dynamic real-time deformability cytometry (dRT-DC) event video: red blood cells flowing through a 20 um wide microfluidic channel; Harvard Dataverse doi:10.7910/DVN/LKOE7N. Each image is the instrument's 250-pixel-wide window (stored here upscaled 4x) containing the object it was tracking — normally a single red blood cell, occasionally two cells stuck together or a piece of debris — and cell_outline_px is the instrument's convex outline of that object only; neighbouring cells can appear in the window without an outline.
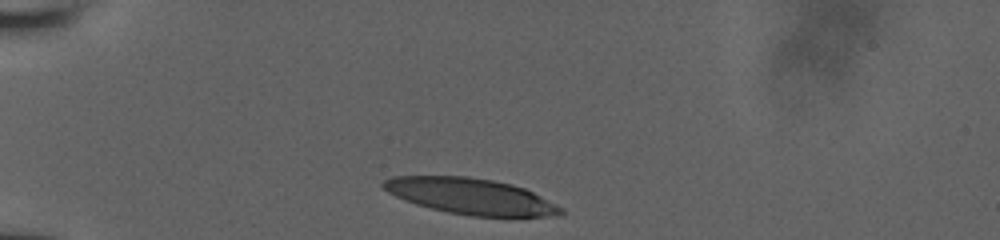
{"species": "human", "species_latin": "Homo sapiens", "temperature_condition": "room temperature", "stored_images_in_passage": 35, "camera_frame_rate_fps": 3000, "um_per_image_px": 0.085, "donor": {"sex": "male"}, "frame": {"image": 1, "passage_image": 1, "time_ms": 0.0, "image_size_px": [1000, 240], "cell_outline_px": [[564, 212], [560, 216], [472, 216], [448, 212], [416, 204], [404, 200], [388, 192], [380, 184], [384, 180], [392, 176], [468, 176], [492, 180], [512, 184], [524, 188], [564, 208]], "centroid_in_image_um": [40.01, 16.68], "position_along_channel_um": 45.0, "area_um2": 37.05}}
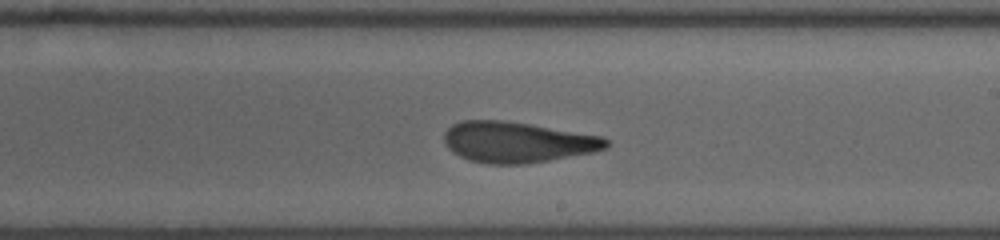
{"frame": {"image": 2, "passage_image": 20, "time_ms": 6.0, "image_size_px": [1000, 240], "cell_outline_px": [[608, 148], [592, 152], [548, 160], [524, 164], [488, 164], [468, 160], [452, 152], [444, 144], [444, 132], [452, 124], [460, 120], [504, 120], [600, 136], [608, 140]], "centroid_in_image_um": [43.9, 12.08], "position_along_channel_um": 245.1, "area_um2": 38.32}}
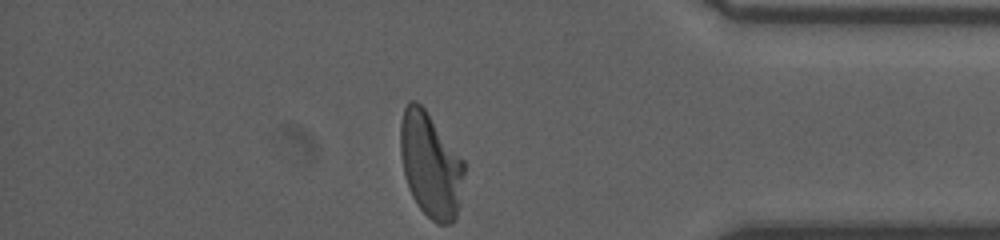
{"frame": {"image": 3, "passage_image": 35, "time_ms": 10.333, "image_size_px": [1000, 240], "cell_outline_px": [[464, 172], [460, 204], [456, 220], [452, 224], [436, 224], [416, 204], [408, 188], [404, 176], [400, 152], [400, 124], [404, 108], [408, 100], [416, 100], [424, 108], [464, 160]], "centroid_in_image_um": [36.59, 14.04], "position_along_channel_um": 398.6, "area_um2": 39.25}}